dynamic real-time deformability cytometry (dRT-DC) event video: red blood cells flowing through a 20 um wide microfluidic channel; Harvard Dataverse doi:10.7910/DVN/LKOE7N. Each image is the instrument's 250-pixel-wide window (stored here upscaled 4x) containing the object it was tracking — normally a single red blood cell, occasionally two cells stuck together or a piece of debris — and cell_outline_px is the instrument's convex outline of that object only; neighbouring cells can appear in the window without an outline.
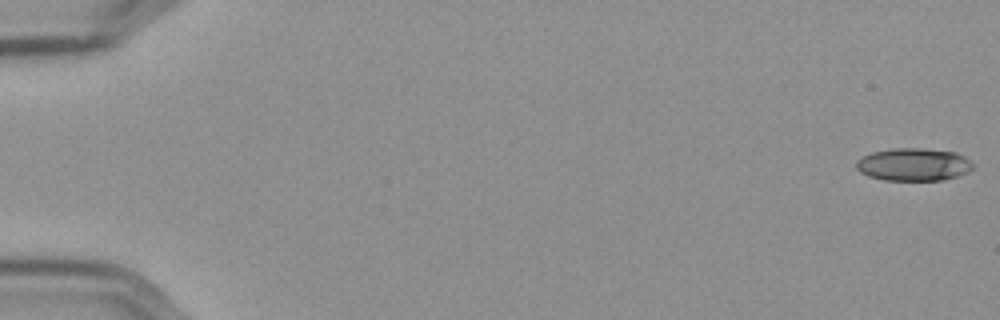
{"species": "Egyptian fruit bat (a non-hibernating species)", "species_latin": "Rousettus aegyptiacus", "temperature_condition": "cold", "stored_images_in_passage": 57, "camera_frame_rate_fps": 3000, "um_per_image_px": 0.085, "frame": {"image": 1, "passage_image": 1, "time_ms": 0.0, "image_size_px": [1000, 320], "cell_outline_px": [[972, 168], [968, 172], [944, 180], [884, 180], [868, 176], [860, 172], [856, 168], [856, 160], [872, 152], [892, 148], [920, 148], [956, 152], [964, 156], [972, 164]], "centroid_in_image_um": [77.63, 13.98], "position_along_channel_um": 7.4, "area_um2": 22.2}}
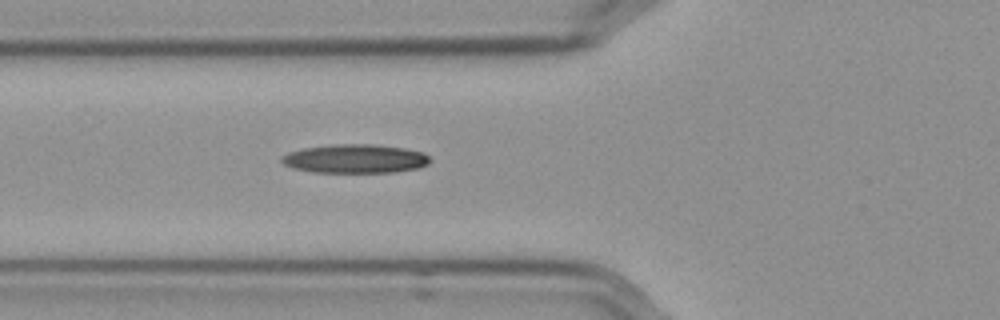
{"frame": {"image": 2, "passage_image": 22, "time_ms": 7.0, "image_size_px": [1000, 320], "cell_outline_px": [[432, 160], [428, 164], [416, 168], [392, 172], [316, 172], [296, 168], [284, 164], [280, 160], [280, 156], [288, 152], [304, 148], [336, 144], [372, 144], [404, 148], [424, 152]], "centroid_in_image_um": [30.2, 13.48], "position_along_channel_um": 95.6, "area_um2": 24.74}}
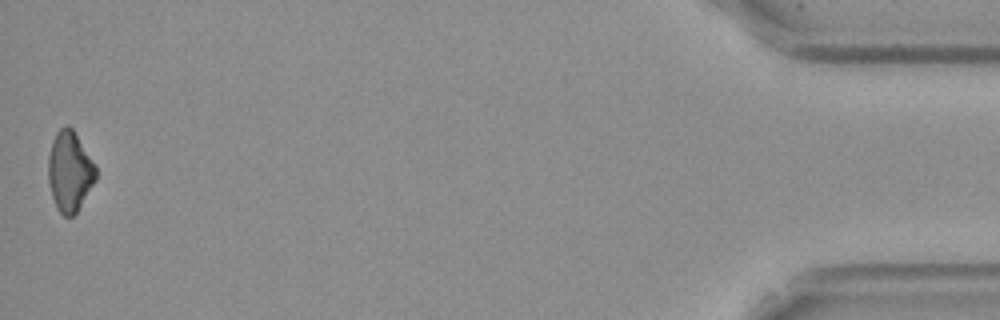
{"frame": {"image": 3, "passage_image": 57, "time_ms": 18.667, "image_size_px": [1000, 320], "cell_outline_px": [[96, 180], [76, 212], [72, 216], [64, 216], [56, 208], [48, 184], [48, 156], [52, 140], [56, 132], [64, 124], [68, 124], [72, 128], [96, 168]], "centroid_in_image_um": [5.89, 14.56], "position_along_channel_um": 429.3, "area_um2": 22.08}, "authors_computed_cell_mechanics": {"area_um2": 23.409, "velocity_mm_per_s": 3.5902, "shape_relaxation_time_tau1_ms": 5.8951, "shape_relaxation_time_tau2_ms": null, "deformation_change_tau1": 0.1302, "deformation_change_tau2": null}}